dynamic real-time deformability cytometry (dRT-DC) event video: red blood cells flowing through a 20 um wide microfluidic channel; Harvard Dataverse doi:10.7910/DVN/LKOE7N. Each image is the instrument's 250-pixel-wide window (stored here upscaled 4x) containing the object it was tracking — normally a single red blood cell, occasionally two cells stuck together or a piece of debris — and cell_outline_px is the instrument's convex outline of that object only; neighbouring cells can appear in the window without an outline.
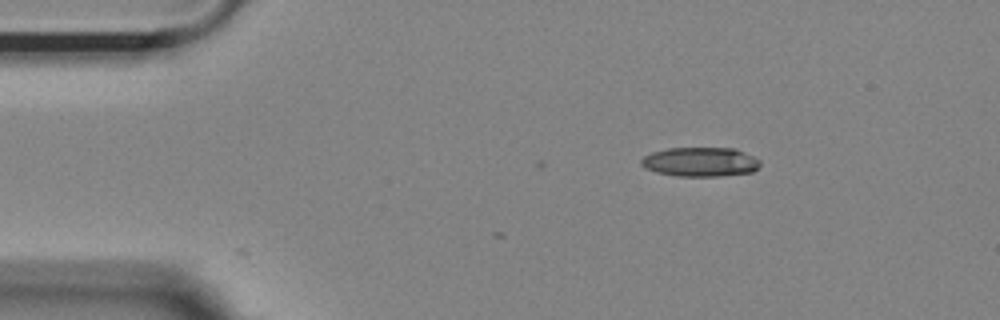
{"species": "Egyptian fruit bat (a non-hibernating species)", "species_latin": "Rousettus aegyptiacus", "temperature_condition": "room temperature", "stored_images_in_passage": 2, "camera_frame_rate_fps": 3000, "um_per_image_px": 0.085, "animal": {"sex": "female"}, "frame": {"image": 1, "passage_image": 1, "time_ms": 0.0, "image_size_px": [1000, 320], "cell_outline_px": [[760, 164], [752, 172], [716, 176], [676, 176], [656, 172], [644, 168], [640, 164], [640, 160], [644, 156], [652, 152], [668, 148], [736, 148], [760, 160]], "centroid_in_image_um": [59.49, 13.76], "position_along_channel_um": 25.5, "area_um2": 20.29}}